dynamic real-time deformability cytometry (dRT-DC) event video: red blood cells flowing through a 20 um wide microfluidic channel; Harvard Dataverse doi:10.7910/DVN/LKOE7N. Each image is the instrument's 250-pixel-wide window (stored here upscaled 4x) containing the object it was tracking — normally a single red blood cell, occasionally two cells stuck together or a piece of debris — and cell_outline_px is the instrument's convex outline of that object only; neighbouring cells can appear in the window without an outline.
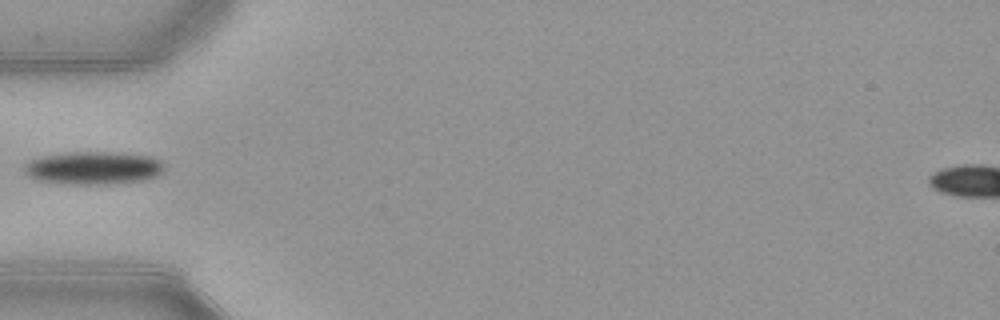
{"species": "common noctule bat (a hibernating species)", "species_latin": "Nyctalus noctula", "temperature_condition": "warm", "stored_images_in_passage": 36, "camera_frame_rate_fps": 3000, "um_per_image_px": 0.085, "animal": {"sex": "female", "body_mass_g": 21.9}, "frame": {"image": 1, "passage_image": 1, "time_ms": 0.0, "image_size_px": [1000, 320], "cell_outline_px": [[164, 168], [156, 176], [144, 180], [108, 184], [60, 184], [36, 180], [28, 176], [24, 172], [24, 164], [32, 160], [44, 156], [68, 152], [112, 152], [152, 156], [160, 160], [164, 164]], "centroid_in_image_um": [7.92, 14.28], "position_along_channel_um": 77.1, "area_um2": 26.99}}
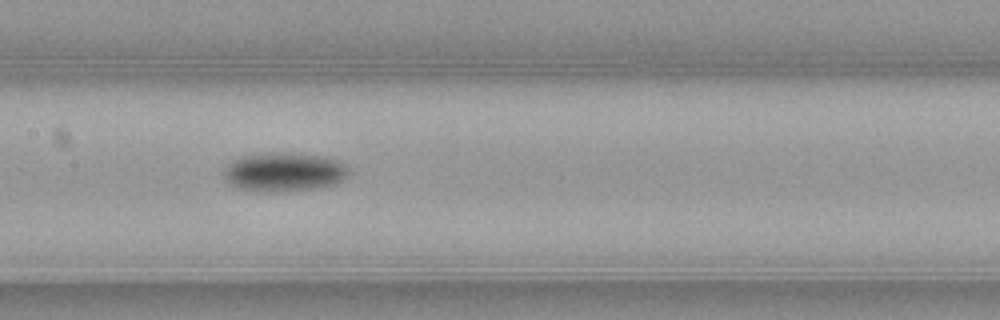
{"frame": {"image": 2, "passage_image": 9, "time_ms": 2.667, "image_size_px": [1000, 320], "cell_outline_px": [[352, 172], [344, 180], [336, 184], [320, 188], [280, 192], [268, 192], [240, 188], [228, 184], [224, 180], [220, 172], [232, 160], [244, 156], [280, 152], [292, 152], [324, 156], [336, 160], [344, 164]], "centroid_in_image_um": [24.16, 14.63], "position_along_channel_um": 183.2, "area_um2": 28.96}}
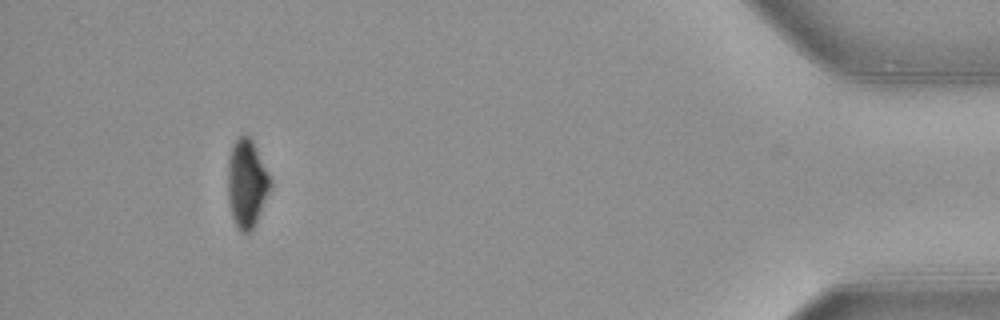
{"frame": {"image": 3, "passage_image": 32, "time_ms": 10.333, "image_size_px": [1000, 320], "cell_outline_px": [[272, 184], [256, 224], [248, 232], [240, 232], [236, 228], [232, 220], [228, 204], [228, 156], [232, 144], [244, 132], [252, 140]], "centroid_in_image_um": [20.94, 15.63], "position_along_channel_um": 414.3, "area_um2": 21.85}}